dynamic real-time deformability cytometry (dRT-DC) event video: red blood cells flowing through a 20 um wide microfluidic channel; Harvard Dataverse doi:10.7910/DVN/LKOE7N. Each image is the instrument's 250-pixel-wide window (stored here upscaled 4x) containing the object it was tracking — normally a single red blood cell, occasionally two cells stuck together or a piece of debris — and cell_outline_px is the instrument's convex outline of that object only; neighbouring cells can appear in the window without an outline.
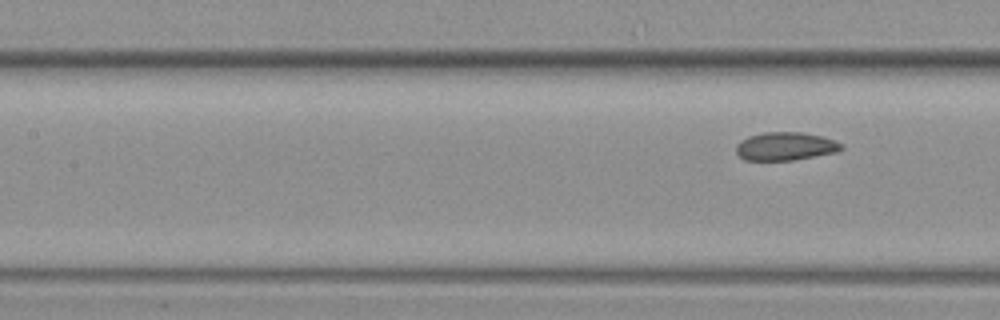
{"species": "common noctule bat (a hibernating species)", "species_latin": "Nyctalus noctula", "temperature_condition": "warm", "stored_images_in_passage": 11, "segment_of_instrument_passage": [2, 2], "camera_frame_rate_fps": 3000, "um_per_image_px": 0.085, "animal": {"sex": "female", "body_mass_g": 19.3, "forearm_length_mm": 54.1}, "frame": {"image": 1, "passage_image": 11, "time_ms": 3.333, "image_size_px": [1000, 320], "cell_outline_px": [[844, 148], [836, 152], [792, 160], [744, 160], [736, 152], [736, 144], [740, 140], [748, 136], [764, 132], [800, 132], [824, 136], [836, 140], [844, 144]], "centroid_in_image_um": [66.78, 12.42], "position_along_channel_um": 140.6, "area_um2": 17.46}}